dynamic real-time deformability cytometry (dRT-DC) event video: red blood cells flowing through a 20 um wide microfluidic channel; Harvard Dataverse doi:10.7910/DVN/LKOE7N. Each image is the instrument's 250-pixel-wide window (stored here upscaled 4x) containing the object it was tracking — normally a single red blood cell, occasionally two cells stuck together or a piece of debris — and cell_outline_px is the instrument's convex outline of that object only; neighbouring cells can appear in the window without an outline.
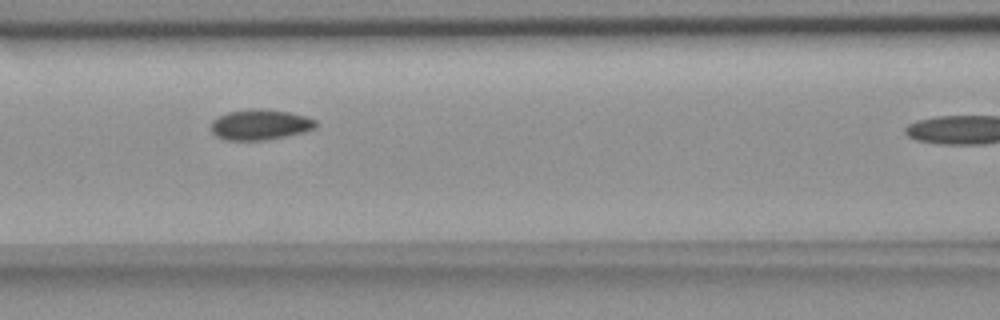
{"species": "common noctule bat (a hibernating species)", "species_latin": "Nyctalus noctula", "temperature_condition": "room temperature", "stored_images_in_passage": 4, "camera_frame_rate_fps": 3000, "um_per_image_px": 0.085, "animal": {"sex": "female", "body_mass_g": 18.4}, "frame": {"image": 1, "passage_image": 3, "time_ms": 2.333, "image_size_px": [1000, 320], "cell_outline_px": [[316, 128], [304, 132], [264, 140], [224, 140], [216, 136], [212, 132], [212, 120], [216, 116], [228, 112], [252, 108], [260, 108], [288, 112], [304, 116], [316, 120]], "centroid_in_image_um": [22.08, 10.59], "position_along_channel_um": 144.5, "area_um2": 18.61}}